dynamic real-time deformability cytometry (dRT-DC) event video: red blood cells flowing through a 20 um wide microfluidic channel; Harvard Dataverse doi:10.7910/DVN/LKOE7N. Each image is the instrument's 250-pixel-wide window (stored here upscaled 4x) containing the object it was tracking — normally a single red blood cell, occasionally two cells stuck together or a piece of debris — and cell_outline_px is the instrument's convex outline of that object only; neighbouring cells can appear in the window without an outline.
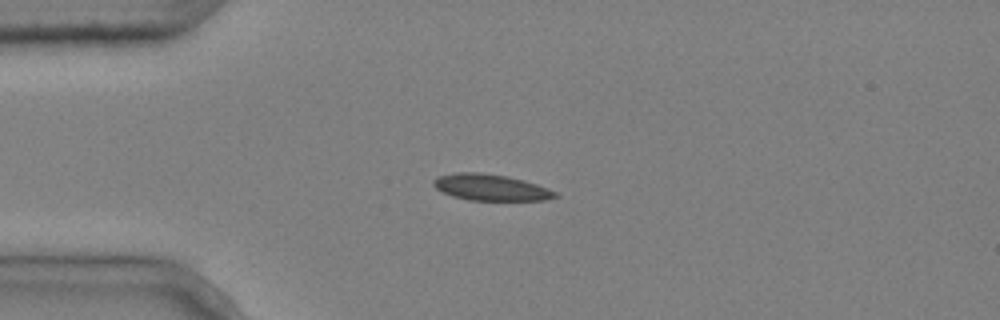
{"species": "common noctule bat (a hibernating species)", "species_latin": "Nyctalus noctula", "temperature_condition": "cold", "stored_images_in_passage": 5, "camera_frame_rate_fps": 3000, "um_per_image_px": 0.085, "animal": {"sex": "male", "body_mass_g": 20.4}, "frame": {"image": 1, "passage_image": 3, "time_ms": 0.667, "image_size_px": [1000, 320], "cell_outline_px": [[560, 196], [544, 200], [468, 200], [452, 196], [436, 188], [432, 184], [432, 180], [440, 176], [456, 172], [480, 172], [508, 176], [524, 180], [548, 188], [556, 192]], "centroid_in_image_um": [41.72, 15.92], "position_along_channel_um": 43.3, "area_um2": 18.67}}